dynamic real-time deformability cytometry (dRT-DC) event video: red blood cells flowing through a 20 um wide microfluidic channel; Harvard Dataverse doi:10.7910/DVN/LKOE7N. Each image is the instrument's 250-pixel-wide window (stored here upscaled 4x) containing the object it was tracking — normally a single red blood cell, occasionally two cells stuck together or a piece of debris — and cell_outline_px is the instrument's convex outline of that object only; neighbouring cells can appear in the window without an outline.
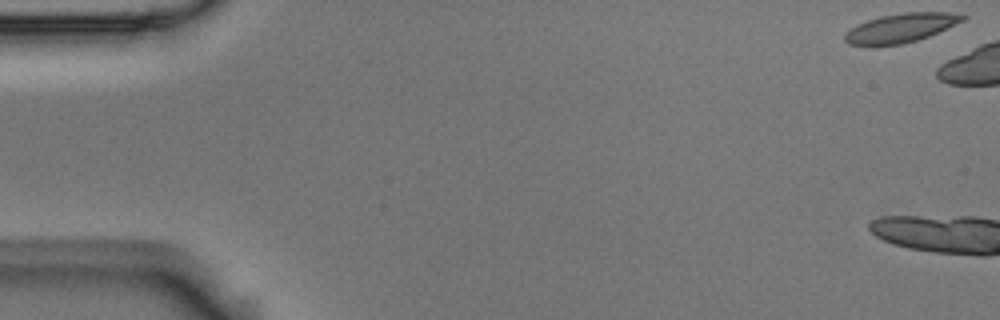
{"species": "Egyptian fruit bat (a non-hibernating species)", "species_latin": "Rousettus aegyptiacus", "temperature_condition": "room temperature", "stored_images_in_passage": 6, "camera_frame_rate_fps": 3000, "um_per_image_px": 0.085, "animal": {"sex": "male"}, "frame": {"image": 1, "passage_image": 1, "time_ms": 0.0, "image_size_px": [1000, 320], "cell_outline_px": [[968, 16], [964, 20], [928, 36], [916, 40], [900, 44], [848, 44], [844, 40], [844, 32], [856, 24], [880, 16], [904, 12], [948, 12]], "centroid_in_image_um": [76.55, 2.35], "position_along_channel_um": 8.5, "area_um2": 19.54}}